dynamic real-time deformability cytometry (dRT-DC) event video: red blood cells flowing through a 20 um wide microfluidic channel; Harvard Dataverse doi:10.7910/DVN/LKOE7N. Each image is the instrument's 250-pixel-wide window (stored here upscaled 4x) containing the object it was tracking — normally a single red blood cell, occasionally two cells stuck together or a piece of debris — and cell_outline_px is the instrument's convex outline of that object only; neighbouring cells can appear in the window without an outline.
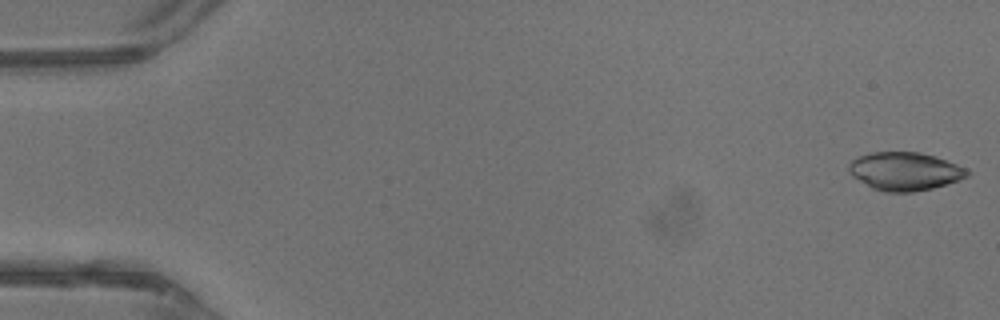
{"species": "common noctule bat (a hibernating species)", "species_latin": "Nyctalus noctula", "temperature_condition": "warm", "stored_images_in_passage": 43, "camera_frame_rate_fps": 3000, "um_per_image_px": 0.085, "animal": {"sex": "male", "body_mass_g": 13.3}, "frame": {"image": 1, "passage_image": 1, "time_ms": 0.0, "image_size_px": [1000, 320], "cell_outline_px": [[972, 172], [968, 176], [960, 180], [932, 188], [912, 192], [884, 192], [872, 188], [852, 176], [848, 172], [848, 164], [856, 156], [872, 152], [920, 152], [968, 168]], "centroid_in_image_um": [76.9, 14.56], "position_along_channel_um": 8.1, "area_um2": 26.47}}
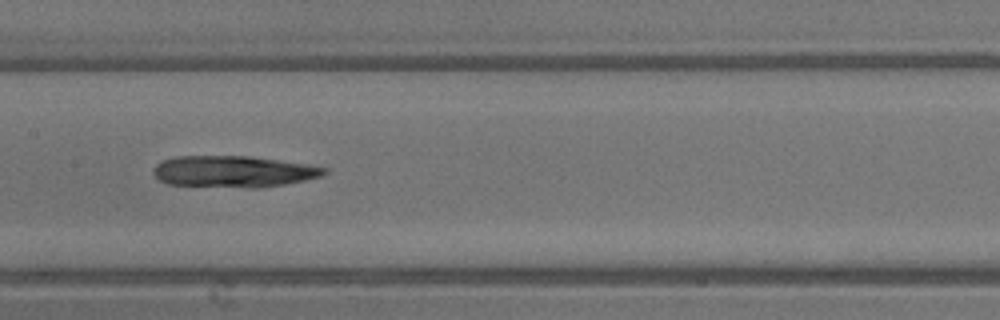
{"frame": {"image": 2, "passage_image": 22, "time_ms": 7.0, "image_size_px": [1000, 320], "cell_outline_px": [[328, 172], [324, 176], [284, 184], [260, 188], [248, 188], [168, 184], [160, 180], [152, 172], [152, 168], [160, 160], [176, 156], [248, 156], [308, 164], [328, 168]], "centroid_in_image_um": [19.85, 14.58], "position_along_channel_um": 187.6, "area_um2": 31.56}}
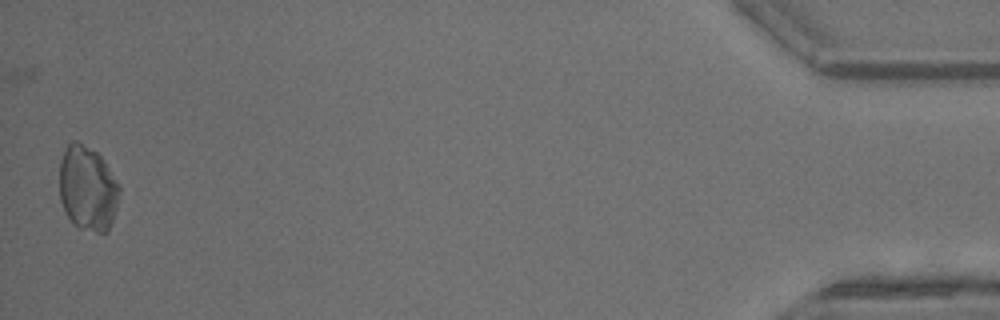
{"frame": {"image": 3, "passage_image": 43, "time_ms": 14.0, "image_size_px": [1000, 320], "cell_outline_px": [[120, 196], [108, 232], [96, 232], [80, 228], [72, 224], [60, 200], [60, 160], [68, 144], [72, 140], [76, 140], [96, 152], [104, 160], [120, 184]], "centroid_in_image_um": [7.46, 16.01], "position_along_channel_um": 427.7, "area_um2": 29.77}}